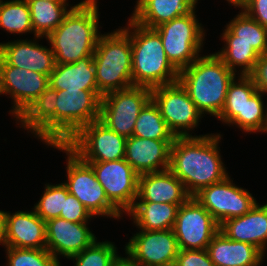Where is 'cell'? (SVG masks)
Instances as JSON below:
<instances>
[{"instance_id": "cell-1", "label": "cell", "mask_w": 267, "mask_h": 266, "mask_svg": "<svg viewBox=\"0 0 267 266\" xmlns=\"http://www.w3.org/2000/svg\"><path fill=\"white\" fill-rule=\"evenodd\" d=\"M220 139L218 133L175 137L169 170L182 181L191 197L228 176L218 147Z\"/></svg>"}, {"instance_id": "cell-2", "label": "cell", "mask_w": 267, "mask_h": 266, "mask_svg": "<svg viewBox=\"0 0 267 266\" xmlns=\"http://www.w3.org/2000/svg\"><path fill=\"white\" fill-rule=\"evenodd\" d=\"M97 0L74 5L64 21L46 39L56 64H68L94 55L100 32Z\"/></svg>"}, {"instance_id": "cell-3", "label": "cell", "mask_w": 267, "mask_h": 266, "mask_svg": "<svg viewBox=\"0 0 267 266\" xmlns=\"http://www.w3.org/2000/svg\"><path fill=\"white\" fill-rule=\"evenodd\" d=\"M236 73L214 53L199 56L179 71L178 81L202 113L217 118L224 108L229 84Z\"/></svg>"}, {"instance_id": "cell-4", "label": "cell", "mask_w": 267, "mask_h": 266, "mask_svg": "<svg viewBox=\"0 0 267 266\" xmlns=\"http://www.w3.org/2000/svg\"><path fill=\"white\" fill-rule=\"evenodd\" d=\"M128 22L123 29L130 35L133 86L152 89L178 82L179 71L167 59L160 35L131 18Z\"/></svg>"}, {"instance_id": "cell-5", "label": "cell", "mask_w": 267, "mask_h": 266, "mask_svg": "<svg viewBox=\"0 0 267 266\" xmlns=\"http://www.w3.org/2000/svg\"><path fill=\"white\" fill-rule=\"evenodd\" d=\"M93 61L102 95L133 86L130 35L122 27L100 35Z\"/></svg>"}, {"instance_id": "cell-6", "label": "cell", "mask_w": 267, "mask_h": 266, "mask_svg": "<svg viewBox=\"0 0 267 266\" xmlns=\"http://www.w3.org/2000/svg\"><path fill=\"white\" fill-rule=\"evenodd\" d=\"M66 152L67 180L63 184L91 213L92 216H105L119 219L121 213L106 197L102 185L98 182L92 167L84 162L66 144H49Z\"/></svg>"}, {"instance_id": "cell-7", "label": "cell", "mask_w": 267, "mask_h": 266, "mask_svg": "<svg viewBox=\"0 0 267 266\" xmlns=\"http://www.w3.org/2000/svg\"><path fill=\"white\" fill-rule=\"evenodd\" d=\"M196 18L194 9L154 28L161 37L167 59L178 71L193 63L203 48L205 30Z\"/></svg>"}, {"instance_id": "cell-8", "label": "cell", "mask_w": 267, "mask_h": 266, "mask_svg": "<svg viewBox=\"0 0 267 266\" xmlns=\"http://www.w3.org/2000/svg\"><path fill=\"white\" fill-rule=\"evenodd\" d=\"M102 96L98 90H57L56 144H66L84 126L99 119Z\"/></svg>"}, {"instance_id": "cell-9", "label": "cell", "mask_w": 267, "mask_h": 266, "mask_svg": "<svg viewBox=\"0 0 267 266\" xmlns=\"http://www.w3.org/2000/svg\"><path fill=\"white\" fill-rule=\"evenodd\" d=\"M151 99V89L131 86L106 93L101 98L99 120L119 135H133L141 109Z\"/></svg>"}, {"instance_id": "cell-10", "label": "cell", "mask_w": 267, "mask_h": 266, "mask_svg": "<svg viewBox=\"0 0 267 266\" xmlns=\"http://www.w3.org/2000/svg\"><path fill=\"white\" fill-rule=\"evenodd\" d=\"M151 99L175 137L193 136L189 134V130L199 125L203 114L179 81L152 88Z\"/></svg>"}, {"instance_id": "cell-11", "label": "cell", "mask_w": 267, "mask_h": 266, "mask_svg": "<svg viewBox=\"0 0 267 266\" xmlns=\"http://www.w3.org/2000/svg\"><path fill=\"white\" fill-rule=\"evenodd\" d=\"M126 140L98 119L84 126L66 145L84 162H107L125 158Z\"/></svg>"}, {"instance_id": "cell-12", "label": "cell", "mask_w": 267, "mask_h": 266, "mask_svg": "<svg viewBox=\"0 0 267 266\" xmlns=\"http://www.w3.org/2000/svg\"><path fill=\"white\" fill-rule=\"evenodd\" d=\"M193 197L219 226L228 219L245 215L257 203L249 191L233 184L229 175L222 181L201 189Z\"/></svg>"}, {"instance_id": "cell-13", "label": "cell", "mask_w": 267, "mask_h": 266, "mask_svg": "<svg viewBox=\"0 0 267 266\" xmlns=\"http://www.w3.org/2000/svg\"><path fill=\"white\" fill-rule=\"evenodd\" d=\"M219 228L213 216L194 197H190L179 207L173 231L179 249L200 250L207 249Z\"/></svg>"}, {"instance_id": "cell-14", "label": "cell", "mask_w": 267, "mask_h": 266, "mask_svg": "<svg viewBox=\"0 0 267 266\" xmlns=\"http://www.w3.org/2000/svg\"><path fill=\"white\" fill-rule=\"evenodd\" d=\"M88 163L102 185L108 200L122 213H127L138 195L139 175L125 160Z\"/></svg>"}, {"instance_id": "cell-15", "label": "cell", "mask_w": 267, "mask_h": 266, "mask_svg": "<svg viewBox=\"0 0 267 266\" xmlns=\"http://www.w3.org/2000/svg\"><path fill=\"white\" fill-rule=\"evenodd\" d=\"M179 250L173 229L141 230L125 246V253L139 266H174Z\"/></svg>"}, {"instance_id": "cell-16", "label": "cell", "mask_w": 267, "mask_h": 266, "mask_svg": "<svg viewBox=\"0 0 267 266\" xmlns=\"http://www.w3.org/2000/svg\"><path fill=\"white\" fill-rule=\"evenodd\" d=\"M49 86V76L7 64L0 57V88L10 95L14 106L10 110L17 119Z\"/></svg>"}, {"instance_id": "cell-17", "label": "cell", "mask_w": 267, "mask_h": 266, "mask_svg": "<svg viewBox=\"0 0 267 266\" xmlns=\"http://www.w3.org/2000/svg\"><path fill=\"white\" fill-rule=\"evenodd\" d=\"M87 222H71L54 218L46 222V249L57 259L58 255L70 257L90 246L97 238Z\"/></svg>"}, {"instance_id": "cell-18", "label": "cell", "mask_w": 267, "mask_h": 266, "mask_svg": "<svg viewBox=\"0 0 267 266\" xmlns=\"http://www.w3.org/2000/svg\"><path fill=\"white\" fill-rule=\"evenodd\" d=\"M173 142L131 136L126 140L124 159L138 175L168 170Z\"/></svg>"}, {"instance_id": "cell-19", "label": "cell", "mask_w": 267, "mask_h": 266, "mask_svg": "<svg viewBox=\"0 0 267 266\" xmlns=\"http://www.w3.org/2000/svg\"><path fill=\"white\" fill-rule=\"evenodd\" d=\"M6 246L46 249V222L34 210L9 213L4 211Z\"/></svg>"}, {"instance_id": "cell-20", "label": "cell", "mask_w": 267, "mask_h": 266, "mask_svg": "<svg viewBox=\"0 0 267 266\" xmlns=\"http://www.w3.org/2000/svg\"><path fill=\"white\" fill-rule=\"evenodd\" d=\"M0 57L9 65L50 75L55 68V55L51 48L36 39L0 43Z\"/></svg>"}, {"instance_id": "cell-21", "label": "cell", "mask_w": 267, "mask_h": 266, "mask_svg": "<svg viewBox=\"0 0 267 266\" xmlns=\"http://www.w3.org/2000/svg\"><path fill=\"white\" fill-rule=\"evenodd\" d=\"M190 197L182 181L169 169L139 175L136 198L139 202L182 205Z\"/></svg>"}, {"instance_id": "cell-22", "label": "cell", "mask_w": 267, "mask_h": 266, "mask_svg": "<svg viewBox=\"0 0 267 266\" xmlns=\"http://www.w3.org/2000/svg\"><path fill=\"white\" fill-rule=\"evenodd\" d=\"M227 238L257 247L265 256L267 246V203L255 206L245 215L224 221L219 228Z\"/></svg>"}, {"instance_id": "cell-23", "label": "cell", "mask_w": 267, "mask_h": 266, "mask_svg": "<svg viewBox=\"0 0 267 266\" xmlns=\"http://www.w3.org/2000/svg\"><path fill=\"white\" fill-rule=\"evenodd\" d=\"M56 99L57 90L48 86L16 119L46 145L56 144Z\"/></svg>"}, {"instance_id": "cell-24", "label": "cell", "mask_w": 267, "mask_h": 266, "mask_svg": "<svg viewBox=\"0 0 267 266\" xmlns=\"http://www.w3.org/2000/svg\"><path fill=\"white\" fill-rule=\"evenodd\" d=\"M207 251L215 266H260L264 258L257 247L230 240L221 231L208 244Z\"/></svg>"}, {"instance_id": "cell-25", "label": "cell", "mask_w": 267, "mask_h": 266, "mask_svg": "<svg viewBox=\"0 0 267 266\" xmlns=\"http://www.w3.org/2000/svg\"><path fill=\"white\" fill-rule=\"evenodd\" d=\"M198 0H139L131 19L137 24L154 29L195 9Z\"/></svg>"}, {"instance_id": "cell-26", "label": "cell", "mask_w": 267, "mask_h": 266, "mask_svg": "<svg viewBox=\"0 0 267 266\" xmlns=\"http://www.w3.org/2000/svg\"><path fill=\"white\" fill-rule=\"evenodd\" d=\"M94 55L68 64H56L49 75V86L55 90H98Z\"/></svg>"}, {"instance_id": "cell-27", "label": "cell", "mask_w": 267, "mask_h": 266, "mask_svg": "<svg viewBox=\"0 0 267 266\" xmlns=\"http://www.w3.org/2000/svg\"><path fill=\"white\" fill-rule=\"evenodd\" d=\"M181 205L170 203L138 202L126 213L140 230L173 229Z\"/></svg>"}, {"instance_id": "cell-28", "label": "cell", "mask_w": 267, "mask_h": 266, "mask_svg": "<svg viewBox=\"0 0 267 266\" xmlns=\"http://www.w3.org/2000/svg\"><path fill=\"white\" fill-rule=\"evenodd\" d=\"M221 35L224 42H244L251 44L260 55L267 52V29L243 10L226 25Z\"/></svg>"}, {"instance_id": "cell-29", "label": "cell", "mask_w": 267, "mask_h": 266, "mask_svg": "<svg viewBox=\"0 0 267 266\" xmlns=\"http://www.w3.org/2000/svg\"><path fill=\"white\" fill-rule=\"evenodd\" d=\"M30 8L31 24L34 37L38 40L53 32L74 6L67 9L66 2H51L45 0H27Z\"/></svg>"}, {"instance_id": "cell-30", "label": "cell", "mask_w": 267, "mask_h": 266, "mask_svg": "<svg viewBox=\"0 0 267 266\" xmlns=\"http://www.w3.org/2000/svg\"><path fill=\"white\" fill-rule=\"evenodd\" d=\"M132 136L155 140H175L174 134L169 130L158 106L152 99L141 109Z\"/></svg>"}, {"instance_id": "cell-31", "label": "cell", "mask_w": 267, "mask_h": 266, "mask_svg": "<svg viewBox=\"0 0 267 266\" xmlns=\"http://www.w3.org/2000/svg\"><path fill=\"white\" fill-rule=\"evenodd\" d=\"M229 84L223 110L218 120L229 124L237 115H243V106L258 90L249 75H240Z\"/></svg>"}, {"instance_id": "cell-32", "label": "cell", "mask_w": 267, "mask_h": 266, "mask_svg": "<svg viewBox=\"0 0 267 266\" xmlns=\"http://www.w3.org/2000/svg\"><path fill=\"white\" fill-rule=\"evenodd\" d=\"M0 28L12 34L34 33L27 0L0 2Z\"/></svg>"}, {"instance_id": "cell-33", "label": "cell", "mask_w": 267, "mask_h": 266, "mask_svg": "<svg viewBox=\"0 0 267 266\" xmlns=\"http://www.w3.org/2000/svg\"><path fill=\"white\" fill-rule=\"evenodd\" d=\"M226 45L215 53L233 72L240 69V75H249L261 56L251 44L244 42H226Z\"/></svg>"}, {"instance_id": "cell-34", "label": "cell", "mask_w": 267, "mask_h": 266, "mask_svg": "<svg viewBox=\"0 0 267 266\" xmlns=\"http://www.w3.org/2000/svg\"><path fill=\"white\" fill-rule=\"evenodd\" d=\"M264 93L257 91L243 106V115H237L229 125L235 124L247 133L264 132L266 110L264 109Z\"/></svg>"}, {"instance_id": "cell-35", "label": "cell", "mask_w": 267, "mask_h": 266, "mask_svg": "<svg viewBox=\"0 0 267 266\" xmlns=\"http://www.w3.org/2000/svg\"><path fill=\"white\" fill-rule=\"evenodd\" d=\"M116 250L112 242H97L96 239L90 246L69 259L74 260V266H111L119 256Z\"/></svg>"}, {"instance_id": "cell-36", "label": "cell", "mask_w": 267, "mask_h": 266, "mask_svg": "<svg viewBox=\"0 0 267 266\" xmlns=\"http://www.w3.org/2000/svg\"><path fill=\"white\" fill-rule=\"evenodd\" d=\"M69 191L63 184H45V190L36 205L34 211L45 222L60 217L61 210L64 206V198L67 197Z\"/></svg>"}, {"instance_id": "cell-37", "label": "cell", "mask_w": 267, "mask_h": 266, "mask_svg": "<svg viewBox=\"0 0 267 266\" xmlns=\"http://www.w3.org/2000/svg\"><path fill=\"white\" fill-rule=\"evenodd\" d=\"M5 248L8 266H61L47 249Z\"/></svg>"}, {"instance_id": "cell-38", "label": "cell", "mask_w": 267, "mask_h": 266, "mask_svg": "<svg viewBox=\"0 0 267 266\" xmlns=\"http://www.w3.org/2000/svg\"><path fill=\"white\" fill-rule=\"evenodd\" d=\"M60 218L79 223L88 222L92 215L74 195L69 193L64 198V206L61 210Z\"/></svg>"}, {"instance_id": "cell-39", "label": "cell", "mask_w": 267, "mask_h": 266, "mask_svg": "<svg viewBox=\"0 0 267 266\" xmlns=\"http://www.w3.org/2000/svg\"><path fill=\"white\" fill-rule=\"evenodd\" d=\"M174 266H215L207 249H180Z\"/></svg>"}, {"instance_id": "cell-40", "label": "cell", "mask_w": 267, "mask_h": 266, "mask_svg": "<svg viewBox=\"0 0 267 266\" xmlns=\"http://www.w3.org/2000/svg\"><path fill=\"white\" fill-rule=\"evenodd\" d=\"M233 5L241 8L249 17L267 29V0H239Z\"/></svg>"}, {"instance_id": "cell-41", "label": "cell", "mask_w": 267, "mask_h": 266, "mask_svg": "<svg viewBox=\"0 0 267 266\" xmlns=\"http://www.w3.org/2000/svg\"><path fill=\"white\" fill-rule=\"evenodd\" d=\"M258 91L267 94V52L262 54L249 74Z\"/></svg>"}, {"instance_id": "cell-42", "label": "cell", "mask_w": 267, "mask_h": 266, "mask_svg": "<svg viewBox=\"0 0 267 266\" xmlns=\"http://www.w3.org/2000/svg\"><path fill=\"white\" fill-rule=\"evenodd\" d=\"M111 266H139L134 261H132L128 256L121 257L118 256L117 259L111 264Z\"/></svg>"}, {"instance_id": "cell-43", "label": "cell", "mask_w": 267, "mask_h": 266, "mask_svg": "<svg viewBox=\"0 0 267 266\" xmlns=\"http://www.w3.org/2000/svg\"><path fill=\"white\" fill-rule=\"evenodd\" d=\"M0 244L6 247L4 211L0 210Z\"/></svg>"}, {"instance_id": "cell-44", "label": "cell", "mask_w": 267, "mask_h": 266, "mask_svg": "<svg viewBox=\"0 0 267 266\" xmlns=\"http://www.w3.org/2000/svg\"><path fill=\"white\" fill-rule=\"evenodd\" d=\"M264 132L267 133V108H266V122H265Z\"/></svg>"}, {"instance_id": "cell-45", "label": "cell", "mask_w": 267, "mask_h": 266, "mask_svg": "<svg viewBox=\"0 0 267 266\" xmlns=\"http://www.w3.org/2000/svg\"><path fill=\"white\" fill-rule=\"evenodd\" d=\"M45 1H51V2H66L65 0H45Z\"/></svg>"}, {"instance_id": "cell-46", "label": "cell", "mask_w": 267, "mask_h": 266, "mask_svg": "<svg viewBox=\"0 0 267 266\" xmlns=\"http://www.w3.org/2000/svg\"><path fill=\"white\" fill-rule=\"evenodd\" d=\"M230 4H235L239 0H227Z\"/></svg>"}]
</instances>
